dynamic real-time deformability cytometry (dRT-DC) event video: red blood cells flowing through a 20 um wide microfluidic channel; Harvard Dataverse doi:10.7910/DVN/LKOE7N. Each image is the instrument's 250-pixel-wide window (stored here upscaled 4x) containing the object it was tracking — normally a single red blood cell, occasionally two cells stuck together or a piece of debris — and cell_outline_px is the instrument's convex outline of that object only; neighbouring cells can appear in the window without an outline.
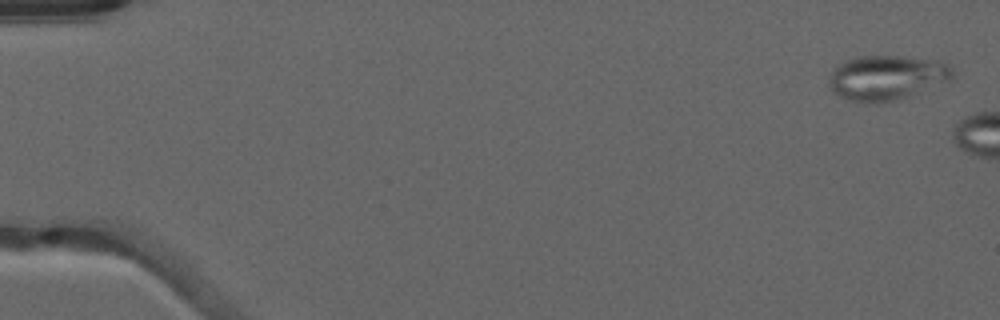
{"species": "common noctule bat (a hibernating species)", "species_latin": "Nyctalus noctula", "temperature_condition": "warm", "stored_images_in_passage": 6, "camera_frame_rate_fps": 3000, "um_per_image_px": 0.085, "animal": {"sex": "male", "forearm_length_mm": 52.5}, "frame": {"image": 1, "passage_image": 2, "time_ms": 0.333, "image_size_px": [1000, 320], "cell_outline_px": [[956, 80], [908, 96], [876, 104], [872, 104], [852, 100], [840, 96], [832, 92], [828, 84], [828, 76], [840, 64], [848, 60], [860, 56], [900, 56], [936, 60], [948, 64], [952, 68]], "centroid_in_image_um": [75.43, 6.61], "position_along_channel_um": 9.6, "area_um2": 32.48}}